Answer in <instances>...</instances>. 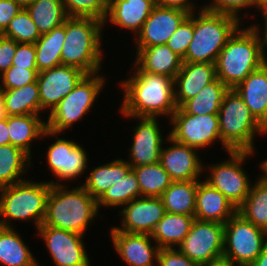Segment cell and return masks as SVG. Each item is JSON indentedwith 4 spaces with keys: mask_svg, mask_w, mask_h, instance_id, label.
<instances>
[{
    "mask_svg": "<svg viewBox=\"0 0 267 266\" xmlns=\"http://www.w3.org/2000/svg\"><path fill=\"white\" fill-rule=\"evenodd\" d=\"M194 13H191L171 35L166 45L184 59L194 33Z\"/></svg>",
    "mask_w": 267,
    "mask_h": 266,
    "instance_id": "cell-41",
    "label": "cell"
},
{
    "mask_svg": "<svg viewBox=\"0 0 267 266\" xmlns=\"http://www.w3.org/2000/svg\"><path fill=\"white\" fill-rule=\"evenodd\" d=\"M50 183L21 181L0 188V216L10 219H30L41 226L46 214V202L51 190Z\"/></svg>",
    "mask_w": 267,
    "mask_h": 266,
    "instance_id": "cell-7",
    "label": "cell"
},
{
    "mask_svg": "<svg viewBox=\"0 0 267 266\" xmlns=\"http://www.w3.org/2000/svg\"><path fill=\"white\" fill-rule=\"evenodd\" d=\"M30 158L26 152L16 146L0 145V188L23 181L16 179H19L18 176L24 172L25 166L30 164Z\"/></svg>",
    "mask_w": 267,
    "mask_h": 266,
    "instance_id": "cell-36",
    "label": "cell"
},
{
    "mask_svg": "<svg viewBox=\"0 0 267 266\" xmlns=\"http://www.w3.org/2000/svg\"><path fill=\"white\" fill-rule=\"evenodd\" d=\"M178 250L199 266L223 257L224 224L195 219Z\"/></svg>",
    "mask_w": 267,
    "mask_h": 266,
    "instance_id": "cell-10",
    "label": "cell"
},
{
    "mask_svg": "<svg viewBox=\"0 0 267 266\" xmlns=\"http://www.w3.org/2000/svg\"><path fill=\"white\" fill-rule=\"evenodd\" d=\"M249 266H267V244L261 254Z\"/></svg>",
    "mask_w": 267,
    "mask_h": 266,
    "instance_id": "cell-50",
    "label": "cell"
},
{
    "mask_svg": "<svg viewBox=\"0 0 267 266\" xmlns=\"http://www.w3.org/2000/svg\"><path fill=\"white\" fill-rule=\"evenodd\" d=\"M17 42L0 34V71L4 73L12 66Z\"/></svg>",
    "mask_w": 267,
    "mask_h": 266,
    "instance_id": "cell-46",
    "label": "cell"
},
{
    "mask_svg": "<svg viewBox=\"0 0 267 266\" xmlns=\"http://www.w3.org/2000/svg\"><path fill=\"white\" fill-rule=\"evenodd\" d=\"M194 220V216L166 212L151 234V239L156 241L159 248H172L173 244L179 245L189 233Z\"/></svg>",
    "mask_w": 267,
    "mask_h": 266,
    "instance_id": "cell-29",
    "label": "cell"
},
{
    "mask_svg": "<svg viewBox=\"0 0 267 266\" xmlns=\"http://www.w3.org/2000/svg\"><path fill=\"white\" fill-rule=\"evenodd\" d=\"M252 5V0H214L212 4L202 9L231 15L238 18V10Z\"/></svg>",
    "mask_w": 267,
    "mask_h": 266,
    "instance_id": "cell-45",
    "label": "cell"
},
{
    "mask_svg": "<svg viewBox=\"0 0 267 266\" xmlns=\"http://www.w3.org/2000/svg\"><path fill=\"white\" fill-rule=\"evenodd\" d=\"M261 8V10L263 11L264 9L267 8V0H252V6Z\"/></svg>",
    "mask_w": 267,
    "mask_h": 266,
    "instance_id": "cell-52",
    "label": "cell"
},
{
    "mask_svg": "<svg viewBox=\"0 0 267 266\" xmlns=\"http://www.w3.org/2000/svg\"><path fill=\"white\" fill-rule=\"evenodd\" d=\"M141 123L136 127L133 134L131 147V167L159 163L162 136L156 117H139Z\"/></svg>",
    "mask_w": 267,
    "mask_h": 266,
    "instance_id": "cell-18",
    "label": "cell"
},
{
    "mask_svg": "<svg viewBox=\"0 0 267 266\" xmlns=\"http://www.w3.org/2000/svg\"><path fill=\"white\" fill-rule=\"evenodd\" d=\"M168 138L174 145L168 149H161L159 159L161 166L172 181L198 180L197 177L203 168L195 153V148Z\"/></svg>",
    "mask_w": 267,
    "mask_h": 266,
    "instance_id": "cell-19",
    "label": "cell"
},
{
    "mask_svg": "<svg viewBox=\"0 0 267 266\" xmlns=\"http://www.w3.org/2000/svg\"><path fill=\"white\" fill-rule=\"evenodd\" d=\"M62 3L68 17L93 18L105 23L109 0H62Z\"/></svg>",
    "mask_w": 267,
    "mask_h": 266,
    "instance_id": "cell-40",
    "label": "cell"
},
{
    "mask_svg": "<svg viewBox=\"0 0 267 266\" xmlns=\"http://www.w3.org/2000/svg\"><path fill=\"white\" fill-rule=\"evenodd\" d=\"M85 75L79 68L67 65L38 72L41 110L46 107H51L52 110Z\"/></svg>",
    "mask_w": 267,
    "mask_h": 266,
    "instance_id": "cell-14",
    "label": "cell"
},
{
    "mask_svg": "<svg viewBox=\"0 0 267 266\" xmlns=\"http://www.w3.org/2000/svg\"><path fill=\"white\" fill-rule=\"evenodd\" d=\"M132 169L128 162L117 159L105 165L94 168L88 176L86 183L82 185L85 190L96 200L115 184L120 178Z\"/></svg>",
    "mask_w": 267,
    "mask_h": 266,
    "instance_id": "cell-31",
    "label": "cell"
},
{
    "mask_svg": "<svg viewBox=\"0 0 267 266\" xmlns=\"http://www.w3.org/2000/svg\"><path fill=\"white\" fill-rule=\"evenodd\" d=\"M5 117H7V115L5 112L4 100H3L1 92H0V119H3Z\"/></svg>",
    "mask_w": 267,
    "mask_h": 266,
    "instance_id": "cell-53",
    "label": "cell"
},
{
    "mask_svg": "<svg viewBox=\"0 0 267 266\" xmlns=\"http://www.w3.org/2000/svg\"><path fill=\"white\" fill-rule=\"evenodd\" d=\"M10 144V138L8 134V116L0 119V145Z\"/></svg>",
    "mask_w": 267,
    "mask_h": 266,
    "instance_id": "cell-49",
    "label": "cell"
},
{
    "mask_svg": "<svg viewBox=\"0 0 267 266\" xmlns=\"http://www.w3.org/2000/svg\"><path fill=\"white\" fill-rule=\"evenodd\" d=\"M264 48L265 41L260 40L257 26L242 31L237 29L216 59V77L228 89H234L267 62Z\"/></svg>",
    "mask_w": 267,
    "mask_h": 266,
    "instance_id": "cell-2",
    "label": "cell"
},
{
    "mask_svg": "<svg viewBox=\"0 0 267 266\" xmlns=\"http://www.w3.org/2000/svg\"><path fill=\"white\" fill-rule=\"evenodd\" d=\"M102 26L104 22L93 18L68 17L61 50L62 65L79 68L85 74L98 73Z\"/></svg>",
    "mask_w": 267,
    "mask_h": 266,
    "instance_id": "cell-4",
    "label": "cell"
},
{
    "mask_svg": "<svg viewBox=\"0 0 267 266\" xmlns=\"http://www.w3.org/2000/svg\"><path fill=\"white\" fill-rule=\"evenodd\" d=\"M26 9L41 35L62 25L68 18L62 0H34Z\"/></svg>",
    "mask_w": 267,
    "mask_h": 266,
    "instance_id": "cell-34",
    "label": "cell"
},
{
    "mask_svg": "<svg viewBox=\"0 0 267 266\" xmlns=\"http://www.w3.org/2000/svg\"><path fill=\"white\" fill-rule=\"evenodd\" d=\"M47 160L52 172L60 180L76 178L87 166L84 149L77 143L65 139H57L50 145Z\"/></svg>",
    "mask_w": 267,
    "mask_h": 266,
    "instance_id": "cell-17",
    "label": "cell"
},
{
    "mask_svg": "<svg viewBox=\"0 0 267 266\" xmlns=\"http://www.w3.org/2000/svg\"><path fill=\"white\" fill-rule=\"evenodd\" d=\"M0 263L7 266H36L28 247L7 223L0 221Z\"/></svg>",
    "mask_w": 267,
    "mask_h": 266,
    "instance_id": "cell-26",
    "label": "cell"
},
{
    "mask_svg": "<svg viewBox=\"0 0 267 266\" xmlns=\"http://www.w3.org/2000/svg\"><path fill=\"white\" fill-rule=\"evenodd\" d=\"M246 220L267 232V182L261 178L250 187L249 194L237 208Z\"/></svg>",
    "mask_w": 267,
    "mask_h": 266,
    "instance_id": "cell-35",
    "label": "cell"
},
{
    "mask_svg": "<svg viewBox=\"0 0 267 266\" xmlns=\"http://www.w3.org/2000/svg\"><path fill=\"white\" fill-rule=\"evenodd\" d=\"M22 8H26L30 5L34 0H15Z\"/></svg>",
    "mask_w": 267,
    "mask_h": 266,
    "instance_id": "cell-55",
    "label": "cell"
},
{
    "mask_svg": "<svg viewBox=\"0 0 267 266\" xmlns=\"http://www.w3.org/2000/svg\"><path fill=\"white\" fill-rule=\"evenodd\" d=\"M215 64L200 62H183L174 84H178L179 91L174 90L177 108L185 101L195 97L206 85L216 79Z\"/></svg>",
    "mask_w": 267,
    "mask_h": 266,
    "instance_id": "cell-20",
    "label": "cell"
},
{
    "mask_svg": "<svg viewBox=\"0 0 267 266\" xmlns=\"http://www.w3.org/2000/svg\"><path fill=\"white\" fill-rule=\"evenodd\" d=\"M137 176L141 197H160L172 183L166 170L160 163L132 167Z\"/></svg>",
    "mask_w": 267,
    "mask_h": 266,
    "instance_id": "cell-37",
    "label": "cell"
},
{
    "mask_svg": "<svg viewBox=\"0 0 267 266\" xmlns=\"http://www.w3.org/2000/svg\"><path fill=\"white\" fill-rule=\"evenodd\" d=\"M156 5V0H109L106 19L139 33Z\"/></svg>",
    "mask_w": 267,
    "mask_h": 266,
    "instance_id": "cell-24",
    "label": "cell"
},
{
    "mask_svg": "<svg viewBox=\"0 0 267 266\" xmlns=\"http://www.w3.org/2000/svg\"><path fill=\"white\" fill-rule=\"evenodd\" d=\"M234 90L267 130V62L251 72Z\"/></svg>",
    "mask_w": 267,
    "mask_h": 266,
    "instance_id": "cell-23",
    "label": "cell"
},
{
    "mask_svg": "<svg viewBox=\"0 0 267 266\" xmlns=\"http://www.w3.org/2000/svg\"><path fill=\"white\" fill-rule=\"evenodd\" d=\"M218 117L221 142L228 152H253L255 131L267 132L234 89L224 94Z\"/></svg>",
    "mask_w": 267,
    "mask_h": 266,
    "instance_id": "cell-6",
    "label": "cell"
},
{
    "mask_svg": "<svg viewBox=\"0 0 267 266\" xmlns=\"http://www.w3.org/2000/svg\"><path fill=\"white\" fill-rule=\"evenodd\" d=\"M21 10L22 7L15 0H0V34Z\"/></svg>",
    "mask_w": 267,
    "mask_h": 266,
    "instance_id": "cell-47",
    "label": "cell"
},
{
    "mask_svg": "<svg viewBox=\"0 0 267 266\" xmlns=\"http://www.w3.org/2000/svg\"><path fill=\"white\" fill-rule=\"evenodd\" d=\"M237 208L217 189L207 182H198L195 200V219L225 224Z\"/></svg>",
    "mask_w": 267,
    "mask_h": 266,
    "instance_id": "cell-22",
    "label": "cell"
},
{
    "mask_svg": "<svg viewBox=\"0 0 267 266\" xmlns=\"http://www.w3.org/2000/svg\"><path fill=\"white\" fill-rule=\"evenodd\" d=\"M157 262L159 266H199L179 250L160 248Z\"/></svg>",
    "mask_w": 267,
    "mask_h": 266,
    "instance_id": "cell-44",
    "label": "cell"
},
{
    "mask_svg": "<svg viewBox=\"0 0 267 266\" xmlns=\"http://www.w3.org/2000/svg\"><path fill=\"white\" fill-rule=\"evenodd\" d=\"M103 84V77L86 74L51 110L43 136L60 133L82 118L93 106Z\"/></svg>",
    "mask_w": 267,
    "mask_h": 266,
    "instance_id": "cell-8",
    "label": "cell"
},
{
    "mask_svg": "<svg viewBox=\"0 0 267 266\" xmlns=\"http://www.w3.org/2000/svg\"><path fill=\"white\" fill-rule=\"evenodd\" d=\"M170 121L174 127L169 137L181 144L199 149L217 138L221 140L218 114L192 115L179 107Z\"/></svg>",
    "mask_w": 267,
    "mask_h": 266,
    "instance_id": "cell-11",
    "label": "cell"
},
{
    "mask_svg": "<svg viewBox=\"0 0 267 266\" xmlns=\"http://www.w3.org/2000/svg\"><path fill=\"white\" fill-rule=\"evenodd\" d=\"M265 237V230L256 227L236 212L224 224L223 257L236 262L238 266H249L267 244Z\"/></svg>",
    "mask_w": 267,
    "mask_h": 266,
    "instance_id": "cell-9",
    "label": "cell"
},
{
    "mask_svg": "<svg viewBox=\"0 0 267 266\" xmlns=\"http://www.w3.org/2000/svg\"><path fill=\"white\" fill-rule=\"evenodd\" d=\"M136 66L143 71L174 78L180 71L183 59L173 52L166 44L138 48Z\"/></svg>",
    "mask_w": 267,
    "mask_h": 266,
    "instance_id": "cell-25",
    "label": "cell"
},
{
    "mask_svg": "<svg viewBox=\"0 0 267 266\" xmlns=\"http://www.w3.org/2000/svg\"><path fill=\"white\" fill-rule=\"evenodd\" d=\"M231 160L211 167V177L207 182L211 187L220 191L238 208L250 191V183L241 163L251 151H229Z\"/></svg>",
    "mask_w": 267,
    "mask_h": 266,
    "instance_id": "cell-12",
    "label": "cell"
},
{
    "mask_svg": "<svg viewBox=\"0 0 267 266\" xmlns=\"http://www.w3.org/2000/svg\"><path fill=\"white\" fill-rule=\"evenodd\" d=\"M239 18L201 8L183 62L215 64L227 40L239 28Z\"/></svg>",
    "mask_w": 267,
    "mask_h": 266,
    "instance_id": "cell-5",
    "label": "cell"
},
{
    "mask_svg": "<svg viewBox=\"0 0 267 266\" xmlns=\"http://www.w3.org/2000/svg\"><path fill=\"white\" fill-rule=\"evenodd\" d=\"M37 69H25L18 66H11L7 71L2 73V85L0 89H17L26 84L37 81Z\"/></svg>",
    "mask_w": 267,
    "mask_h": 266,
    "instance_id": "cell-42",
    "label": "cell"
},
{
    "mask_svg": "<svg viewBox=\"0 0 267 266\" xmlns=\"http://www.w3.org/2000/svg\"><path fill=\"white\" fill-rule=\"evenodd\" d=\"M261 168L264 170L265 174L261 177V179L267 182V160L262 163Z\"/></svg>",
    "mask_w": 267,
    "mask_h": 266,
    "instance_id": "cell-56",
    "label": "cell"
},
{
    "mask_svg": "<svg viewBox=\"0 0 267 266\" xmlns=\"http://www.w3.org/2000/svg\"><path fill=\"white\" fill-rule=\"evenodd\" d=\"M157 5L166 7V8H176L183 10L189 14L193 13L192 6L189 3V0H156Z\"/></svg>",
    "mask_w": 267,
    "mask_h": 266,
    "instance_id": "cell-48",
    "label": "cell"
},
{
    "mask_svg": "<svg viewBox=\"0 0 267 266\" xmlns=\"http://www.w3.org/2000/svg\"><path fill=\"white\" fill-rule=\"evenodd\" d=\"M189 15L180 9L156 5L138 33L137 48L166 44Z\"/></svg>",
    "mask_w": 267,
    "mask_h": 266,
    "instance_id": "cell-16",
    "label": "cell"
},
{
    "mask_svg": "<svg viewBox=\"0 0 267 266\" xmlns=\"http://www.w3.org/2000/svg\"><path fill=\"white\" fill-rule=\"evenodd\" d=\"M50 184L46 214L41 226L56 227L83 235L90 220L98 213L97 200L83 186L66 190L59 183L50 181Z\"/></svg>",
    "mask_w": 267,
    "mask_h": 266,
    "instance_id": "cell-3",
    "label": "cell"
},
{
    "mask_svg": "<svg viewBox=\"0 0 267 266\" xmlns=\"http://www.w3.org/2000/svg\"><path fill=\"white\" fill-rule=\"evenodd\" d=\"M12 66H18L25 69H37L35 45L17 43L16 53L12 60Z\"/></svg>",
    "mask_w": 267,
    "mask_h": 266,
    "instance_id": "cell-43",
    "label": "cell"
},
{
    "mask_svg": "<svg viewBox=\"0 0 267 266\" xmlns=\"http://www.w3.org/2000/svg\"><path fill=\"white\" fill-rule=\"evenodd\" d=\"M121 84L125 90L121 111L125 116H172L177 110L172 78L145 72L138 66L136 74Z\"/></svg>",
    "mask_w": 267,
    "mask_h": 266,
    "instance_id": "cell-1",
    "label": "cell"
},
{
    "mask_svg": "<svg viewBox=\"0 0 267 266\" xmlns=\"http://www.w3.org/2000/svg\"><path fill=\"white\" fill-rule=\"evenodd\" d=\"M38 231L56 266H90L82 235L50 226H39Z\"/></svg>",
    "mask_w": 267,
    "mask_h": 266,
    "instance_id": "cell-13",
    "label": "cell"
},
{
    "mask_svg": "<svg viewBox=\"0 0 267 266\" xmlns=\"http://www.w3.org/2000/svg\"><path fill=\"white\" fill-rule=\"evenodd\" d=\"M2 35L15 40L17 43L25 44H35L41 37L37 25L33 22L26 8H22L10 21Z\"/></svg>",
    "mask_w": 267,
    "mask_h": 266,
    "instance_id": "cell-39",
    "label": "cell"
},
{
    "mask_svg": "<svg viewBox=\"0 0 267 266\" xmlns=\"http://www.w3.org/2000/svg\"><path fill=\"white\" fill-rule=\"evenodd\" d=\"M198 181H172L160 196L165 211L171 214L194 216Z\"/></svg>",
    "mask_w": 267,
    "mask_h": 266,
    "instance_id": "cell-27",
    "label": "cell"
},
{
    "mask_svg": "<svg viewBox=\"0 0 267 266\" xmlns=\"http://www.w3.org/2000/svg\"><path fill=\"white\" fill-rule=\"evenodd\" d=\"M115 249L131 266H152L153 257L158 258L160 248L151 246L149 234L111 231Z\"/></svg>",
    "mask_w": 267,
    "mask_h": 266,
    "instance_id": "cell-21",
    "label": "cell"
},
{
    "mask_svg": "<svg viewBox=\"0 0 267 266\" xmlns=\"http://www.w3.org/2000/svg\"><path fill=\"white\" fill-rule=\"evenodd\" d=\"M229 89L216 78L213 82L206 85L193 98L185 101L180 108L188 114L206 115L218 114L224 94Z\"/></svg>",
    "mask_w": 267,
    "mask_h": 266,
    "instance_id": "cell-33",
    "label": "cell"
},
{
    "mask_svg": "<svg viewBox=\"0 0 267 266\" xmlns=\"http://www.w3.org/2000/svg\"><path fill=\"white\" fill-rule=\"evenodd\" d=\"M138 196L141 197L139 183L136 174L131 169L124 178H120L103 193L97 200V206L98 208L100 205L125 206Z\"/></svg>",
    "mask_w": 267,
    "mask_h": 266,
    "instance_id": "cell-38",
    "label": "cell"
},
{
    "mask_svg": "<svg viewBox=\"0 0 267 266\" xmlns=\"http://www.w3.org/2000/svg\"><path fill=\"white\" fill-rule=\"evenodd\" d=\"M7 116L38 115L41 111L37 81L17 89H0Z\"/></svg>",
    "mask_w": 267,
    "mask_h": 266,
    "instance_id": "cell-28",
    "label": "cell"
},
{
    "mask_svg": "<svg viewBox=\"0 0 267 266\" xmlns=\"http://www.w3.org/2000/svg\"><path fill=\"white\" fill-rule=\"evenodd\" d=\"M166 211L160 197H142L129 202L122 210L123 228L111 231L151 235Z\"/></svg>",
    "mask_w": 267,
    "mask_h": 266,
    "instance_id": "cell-15",
    "label": "cell"
},
{
    "mask_svg": "<svg viewBox=\"0 0 267 266\" xmlns=\"http://www.w3.org/2000/svg\"><path fill=\"white\" fill-rule=\"evenodd\" d=\"M263 15H264V19L266 22H265V32H264L265 36H263L264 39H262V40H264L265 45H267V8L263 10Z\"/></svg>",
    "mask_w": 267,
    "mask_h": 266,
    "instance_id": "cell-54",
    "label": "cell"
},
{
    "mask_svg": "<svg viewBox=\"0 0 267 266\" xmlns=\"http://www.w3.org/2000/svg\"><path fill=\"white\" fill-rule=\"evenodd\" d=\"M64 40L65 22L53 28L50 32L41 35L34 44L38 72L62 65L61 50Z\"/></svg>",
    "mask_w": 267,
    "mask_h": 266,
    "instance_id": "cell-32",
    "label": "cell"
},
{
    "mask_svg": "<svg viewBox=\"0 0 267 266\" xmlns=\"http://www.w3.org/2000/svg\"><path fill=\"white\" fill-rule=\"evenodd\" d=\"M201 266H235V265L227 258L221 257Z\"/></svg>",
    "mask_w": 267,
    "mask_h": 266,
    "instance_id": "cell-51",
    "label": "cell"
},
{
    "mask_svg": "<svg viewBox=\"0 0 267 266\" xmlns=\"http://www.w3.org/2000/svg\"><path fill=\"white\" fill-rule=\"evenodd\" d=\"M38 117L39 115L32 114L8 116L10 144L22 149L29 156L31 141L42 136L46 130V123Z\"/></svg>",
    "mask_w": 267,
    "mask_h": 266,
    "instance_id": "cell-30",
    "label": "cell"
}]
</instances>
